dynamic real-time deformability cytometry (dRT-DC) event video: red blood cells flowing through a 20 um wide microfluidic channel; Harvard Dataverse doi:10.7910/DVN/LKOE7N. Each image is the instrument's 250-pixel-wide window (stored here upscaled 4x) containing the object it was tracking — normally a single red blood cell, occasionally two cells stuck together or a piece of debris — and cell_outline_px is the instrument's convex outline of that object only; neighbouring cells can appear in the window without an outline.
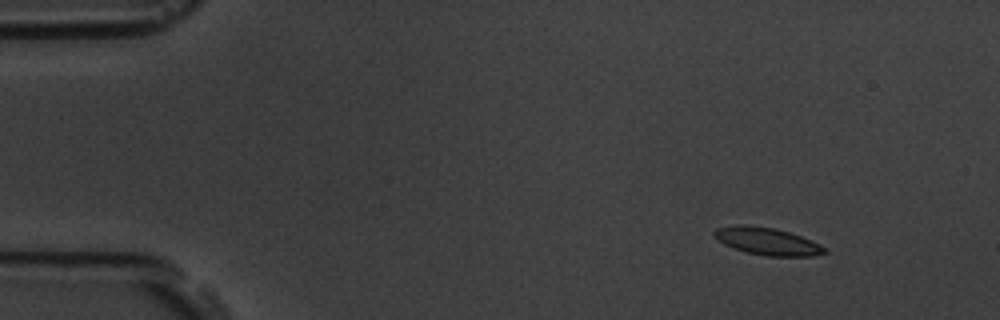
{"species": "common noctule bat (a hibernating species)", "species_latin": "Nyctalus noctula", "temperature_condition": "room temperature", "stored_images_in_passage": 4, "camera_frame_rate_fps": 3000, "um_per_image_px": 0.085, "animal": {"sex": "male", "body_mass_g": 19.5, "forearm_length_mm": 54.6}, "frame": {"image": 1, "passage_image": 2, "time_ms": 0.333, "image_size_px": [1000, 320], "cell_outline_px": [[828, 252], [812, 256], [768, 256], [748, 252], [732, 248], [716, 240], [712, 236], [712, 232], [716, 228], [736, 224], [744, 224], [772, 228], [788, 232], [800, 236], [824, 248]], "centroid_in_image_um": [65.1, 20.5], "position_along_channel_um": 19.9, "area_um2": 17.4}}
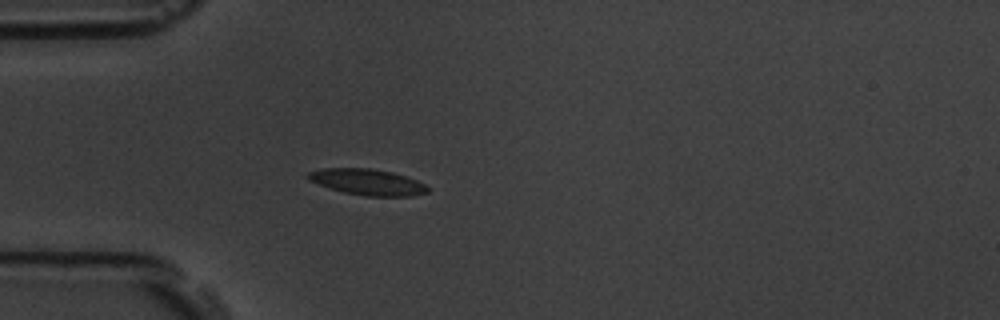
{"frame": {"image": 2, "passage_image": 4, "time_ms": 1.0, "image_size_px": [1000, 320], "cell_outline_px": [[428, 192], [412, 196], [364, 196], [344, 192], [308, 180], [304, 176], [308, 172], [320, 168], [368, 168], [392, 172], [416, 180], [424, 184], [428, 188]], "centroid_in_image_um": [31.2, 15.47], "position_along_channel_um": 53.8, "area_um2": 18.03}}